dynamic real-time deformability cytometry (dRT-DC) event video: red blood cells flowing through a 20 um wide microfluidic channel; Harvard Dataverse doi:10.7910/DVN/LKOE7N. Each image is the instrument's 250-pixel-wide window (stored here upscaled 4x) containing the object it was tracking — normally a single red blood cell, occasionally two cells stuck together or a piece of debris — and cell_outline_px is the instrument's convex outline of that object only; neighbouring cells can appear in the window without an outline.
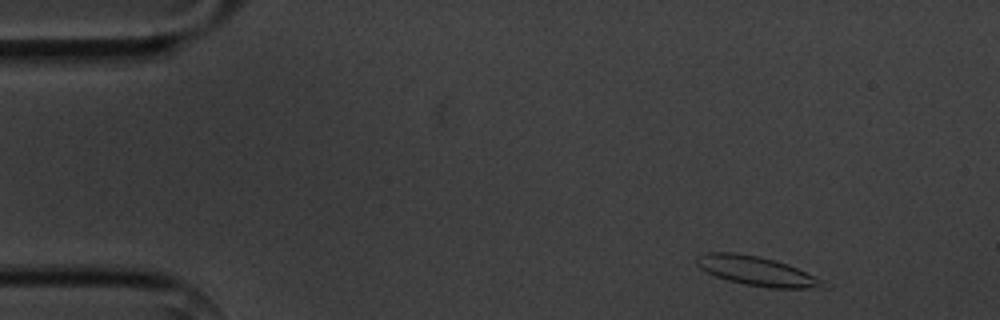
{"species": "common noctule bat (a hibernating species)", "species_latin": "Nyctalus noctula", "temperature_condition": "cold", "stored_images_in_passage": 13, "camera_frame_rate_fps": 3000, "um_per_image_px": 0.085, "animal": {"sex": "male", "body_mass_g": 20.1, "forearm_length_mm": 53.5}, "frame": {"image": 1, "passage_image": 1, "time_ms": 0.0, "image_size_px": [1000, 320], "cell_outline_px": [[824, 288], [772, 288], [744, 284], [728, 280], [716, 276], [700, 268], [696, 264], [696, 256], [708, 252], [736, 252], [760, 256], [776, 260], [788, 264], [820, 280]], "centroid_in_image_um": [64.23, 23.01], "position_along_channel_um": 20.8, "area_um2": 21.21}}
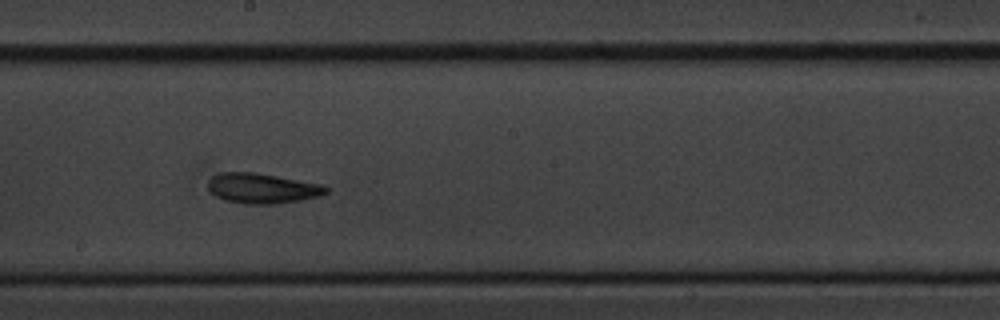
{"frame": {"image": 2, "passage_image": 7, "time_ms": 8.0, "image_size_px": [1000, 320], "cell_outline_px": [[328, 192], [320, 196], [280, 204], [244, 204], [224, 200], [216, 196], [208, 188], [208, 180], [212, 176], [220, 172], [256, 172], [324, 184], [328, 188]], "centroid_in_image_um": [22.31, 16.0], "position_along_channel_um": 225.9, "area_um2": 21.04}}
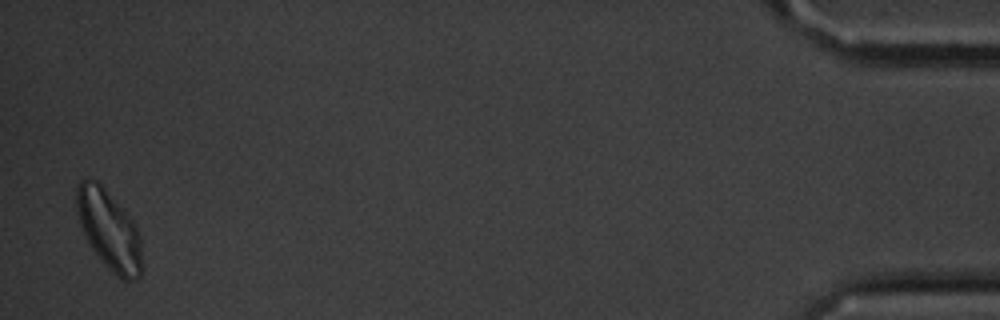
{"frame": {"image": 3, "passage_image": 13, "time_ms": 16.0, "image_size_px": [1000, 320], "cell_outline_px": [[144, 268], [140, 276], [136, 280], [124, 280], [108, 268], [104, 264], [88, 244], [80, 224], [76, 212], [76, 184], [80, 180], [88, 176], [96, 180], [124, 208], [136, 224], [140, 236]], "centroid_in_image_um": [9.28, 19.53], "position_along_channel_um": 425.9, "area_um2": 30.98}, "authors_computed_cell_mechanics": {"area_um2": 20.6346, "velocity_mm_per_s": 3.597, "shape_relaxation_time_tau1_ms": 2.436, "shape_relaxation_time_tau2_ms": null, "deformation_change_tau1": 0.1168, "deformation_change_tau2": null}}